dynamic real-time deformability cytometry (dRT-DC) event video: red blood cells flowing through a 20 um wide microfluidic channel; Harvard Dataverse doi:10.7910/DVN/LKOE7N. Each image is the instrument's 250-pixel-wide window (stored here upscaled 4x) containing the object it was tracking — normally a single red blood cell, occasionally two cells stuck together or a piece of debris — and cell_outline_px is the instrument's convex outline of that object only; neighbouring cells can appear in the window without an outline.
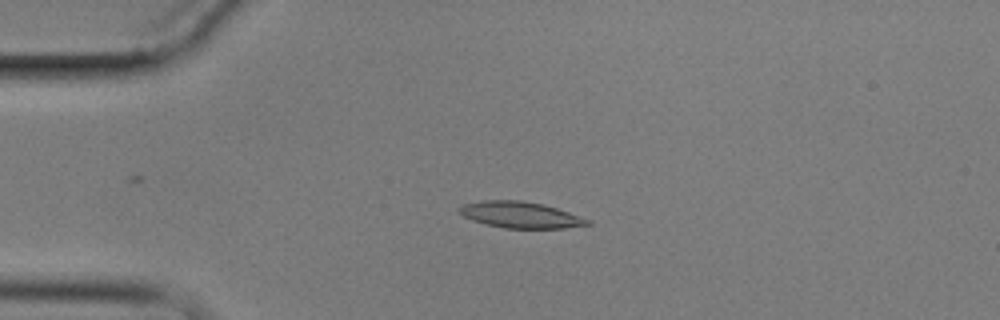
{"species": "common noctule bat (a hibernating species)", "species_latin": "Nyctalus noctula", "temperature_condition": "cold", "stored_images_in_passage": 5, "camera_frame_rate_fps": 3000, "um_per_image_px": 0.085, "animal": {"sex": "male", "body_mass_g": 17.9}, "frame": {"image": 1, "passage_image": 4, "time_ms": 4.333, "image_size_px": [1000, 320], "cell_outline_px": [[592, 224], [564, 228], [504, 228], [472, 220], [456, 212], [456, 208], [464, 204], [480, 200], [520, 200], [540, 204], [556, 208], [592, 220]], "centroid_in_image_um": [44.2, 18.26], "position_along_channel_um": 40.8, "area_um2": 19.59}}